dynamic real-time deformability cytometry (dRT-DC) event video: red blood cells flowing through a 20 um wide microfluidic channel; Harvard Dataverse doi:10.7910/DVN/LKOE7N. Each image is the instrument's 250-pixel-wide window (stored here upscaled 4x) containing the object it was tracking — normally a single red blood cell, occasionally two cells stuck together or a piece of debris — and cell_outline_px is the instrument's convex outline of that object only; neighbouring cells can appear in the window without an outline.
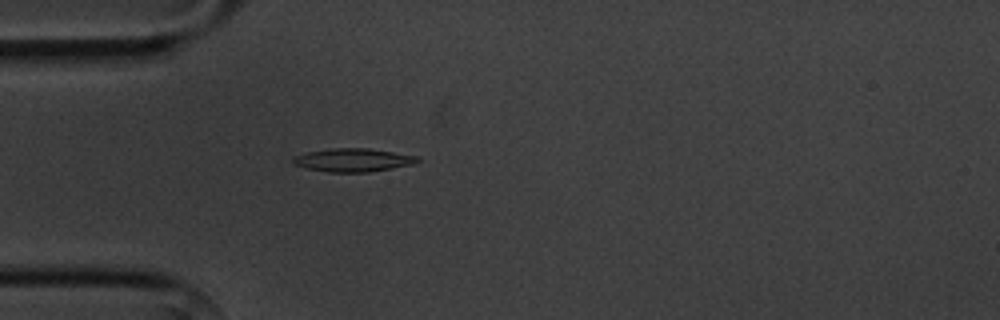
{"species": "common noctule bat (a hibernating species)", "species_latin": "Nyctalus noctula", "temperature_condition": "cold", "stored_images_in_passage": 2, "camera_frame_rate_fps": 3000, "um_per_image_px": 0.085, "animal": {"sex": "male", "body_mass_g": 20.1, "forearm_length_mm": 53.5}, "frame": {"image": 1, "passage_image": 2, "time_ms": 1.333, "image_size_px": [1000, 320], "cell_outline_px": [[420, 160], [416, 164], [368, 172], [328, 172], [308, 168], [292, 164], [292, 156], [308, 152], [332, 148], [368, 148], [420, 156]], "centroid_in_image_um": [30.04, 13.6], "position_along_channel_um": 55.0, "area_um2": 16.99}}